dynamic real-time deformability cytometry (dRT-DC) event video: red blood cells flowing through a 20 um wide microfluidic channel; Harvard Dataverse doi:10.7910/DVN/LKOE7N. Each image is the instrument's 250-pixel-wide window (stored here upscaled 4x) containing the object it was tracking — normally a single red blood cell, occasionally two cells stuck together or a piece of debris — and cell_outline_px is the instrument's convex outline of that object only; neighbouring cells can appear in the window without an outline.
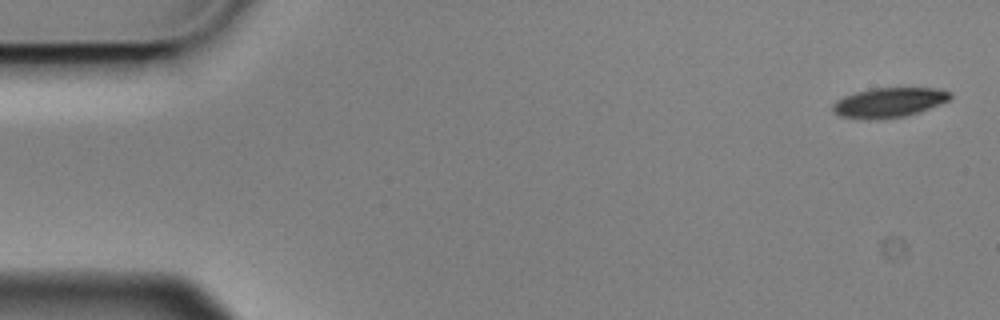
{"species": "Egyptian fruit bat (a non-hibernating species)", "species_latin": "Rousettus aegyptiacus", "temperature_condition": "cold", "stored_images_in_passage": 5, "camera_frame_rate_fps": 3000, "um_per_image_px": 0.085, "animal": {"sex": "male"}, "frame": {"image": 1, "passage_image": 1, "time_ms": 0.0, "image_size_px": [1000, 320], "cell_outline_px": [[952, 96], [948, 100], [940, 104], [920, 112], [904, 116], [840, 116], [832, 112], [832, 104], [836, 100], [844, 96], [856, 92], [872, 88], [944, 88], [952, 92]], "centroid_in_image_um": [75.64, 8.65], "position_along_channel_um": 9.4, "area_um2": 19.59}}
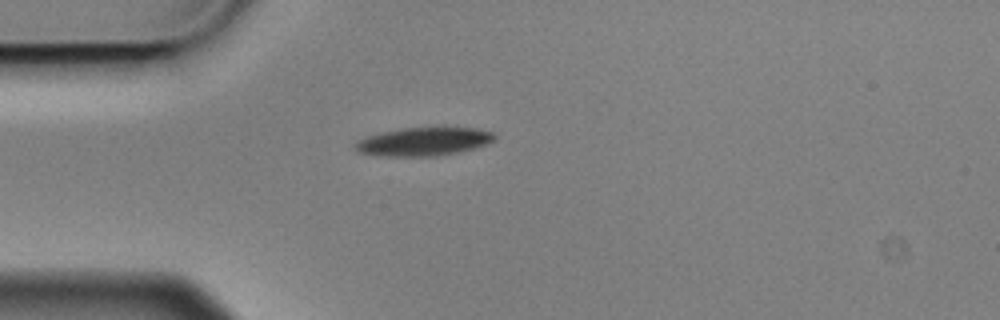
{"frame": {"image": 2, "passage_image": 4, "time_ms": 1.0, "image_size_px": [1000, 320], "cell_outline_px": [[496, 140], [472, 148], [456, 152], [436, 156], [388, 156], [360, 152], [356, 148], [356, 144], [360, 140], [368, 136], [380, 132], [404, 128], [476, 128], [492, 132], [496, 136]], "centroid_in_image_um": [36.04, 12.03], "position_along_channel_um": 49.0, "area_um2": 22.43}}